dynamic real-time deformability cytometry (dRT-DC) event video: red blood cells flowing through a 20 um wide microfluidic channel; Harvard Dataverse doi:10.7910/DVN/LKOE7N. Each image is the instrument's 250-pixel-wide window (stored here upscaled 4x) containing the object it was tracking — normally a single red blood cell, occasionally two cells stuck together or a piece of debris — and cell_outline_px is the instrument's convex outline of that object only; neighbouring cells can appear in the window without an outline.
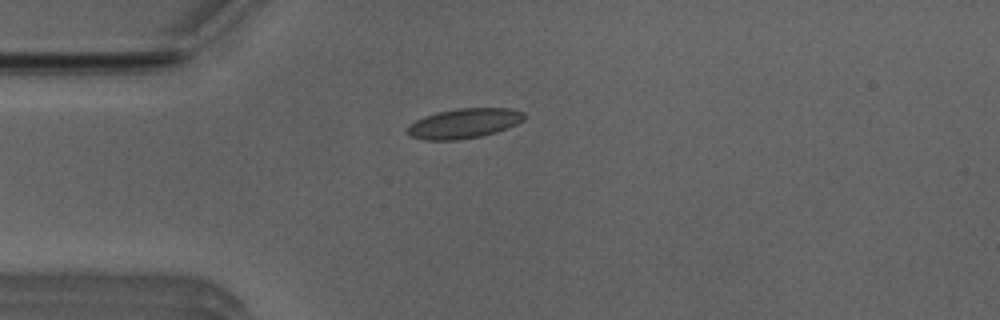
{"species": "Egyptian fruit bat (a non-hibernating species)", "species_latin": "Rousettus aegyptiacus", "temperature_condition": "room temperature", "stored_images_in_passage": 39, "camera_frame_rate_fps": 3000, "um_per_image_px": 0.085, "animal": {"sex": "male"}, "frame": {"image": 1, "passage_image": 1, "time_ms": 0.0, "image_size_px": [1000, 320], "cell_outline_px": [[524, 120], [508, 128], [496, 132], [480, 136], [456, 140], [424, 140], [412, 136], [408, 132], [408, 128], [416, 120], [424, 116], [436, 112], [456, 108], [512, 108], [524, 112]], "centroid_in_image_um": [39.48, 10.47], "position_along_channel_um": 45.5, "area_um2": 20.23}}
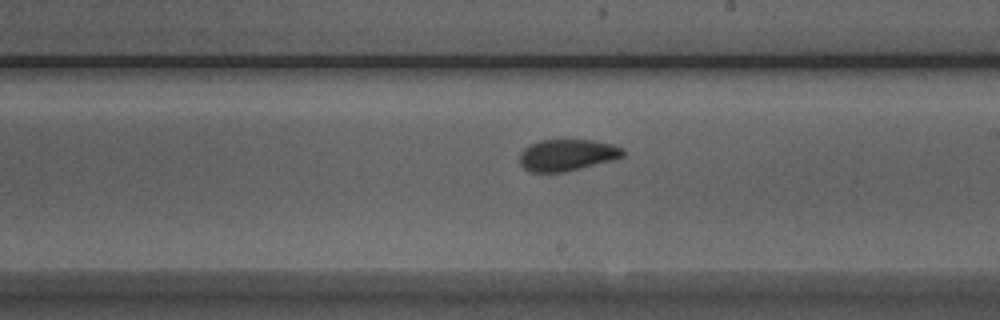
{"frame": {"image": 2, "passage_image": 17, "time_ms": 5.333, "image_size_px": [1000, 320], "cell_outline_px": [[624, 156], [612, 160], [564, 172], [528, 172], [520, 164], [520, 152], [524, 148], [540, 140], [596, 140], [612, 144], [620, 148], [624, 152]], "centroid_in_image_um": [48.18, 13.18], "position_along_channel_um": 240.8, "area_um2": 18.9}}
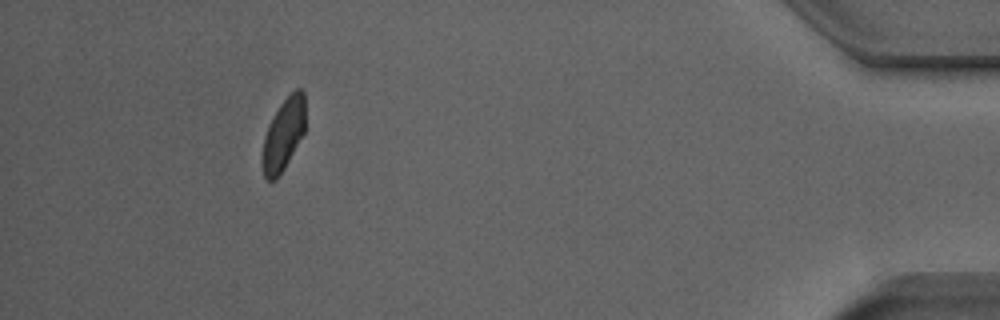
{"frame": {"image": 3, "passage_image": 35, "time_ms": 11.333, "image_size_px": [1000, 320], "cell_outline_px": [[304, 132], [284, 168], [276, 180], [268, 180], [264, 176], [260, 156], [264, 136], [268, 124], [280, 104], [296, 88], [300, 88], [304, 92]], "centroid_in_image_um": [24.05, 11.45], "position_along_channel_um": 411.1, "area_um2": 17.98}, "authors_computed_cell_mechanics": {"area_um2": 19.1896, "velocity_mm_per_s": 3.945, "shape_relaxation_time_tau1_ms": 8.2365, "shape_relaxation_time_tau2_ms": 1.4152, "deformation_change_tau1": 0.1632, "deformation_change_tau2": 0.0436}}